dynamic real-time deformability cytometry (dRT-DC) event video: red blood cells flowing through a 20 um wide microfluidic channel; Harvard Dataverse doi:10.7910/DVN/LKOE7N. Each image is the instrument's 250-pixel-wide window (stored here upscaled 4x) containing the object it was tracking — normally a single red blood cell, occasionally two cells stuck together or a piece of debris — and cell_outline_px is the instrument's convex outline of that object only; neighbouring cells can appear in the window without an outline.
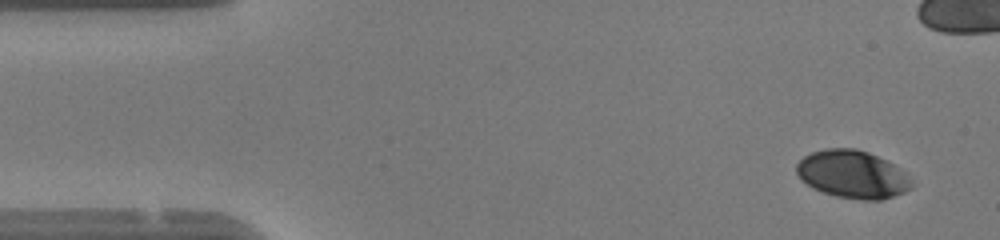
{"species": "human", "species_latin": "Homo sapiens", "temperature_condition": "warm", "stored_images_in_passage": 5, "camera_frame_rate_fps": 3000, "um_per_image_px": 0.085, "donor": {"sex": "female"}, "frame": {"image": 1, "passage_image": 3, "time_ms": 0.667, "image_size_px": [1000, 240], "cell_outline_px": [[912, 188], [904, 192], [880, 200], [860, 200], [836, 196], [812, 188], [800, 180], [796, 172], [796, 164], [804, 156], [812, 152], [824, 148], [856, 148], [868, 152], [908, 172], [912, 184]], "centroid_in_image_um": [72.45, 14.82], "position_along_channel_um": 12.6, "area_um2": 32.19}}